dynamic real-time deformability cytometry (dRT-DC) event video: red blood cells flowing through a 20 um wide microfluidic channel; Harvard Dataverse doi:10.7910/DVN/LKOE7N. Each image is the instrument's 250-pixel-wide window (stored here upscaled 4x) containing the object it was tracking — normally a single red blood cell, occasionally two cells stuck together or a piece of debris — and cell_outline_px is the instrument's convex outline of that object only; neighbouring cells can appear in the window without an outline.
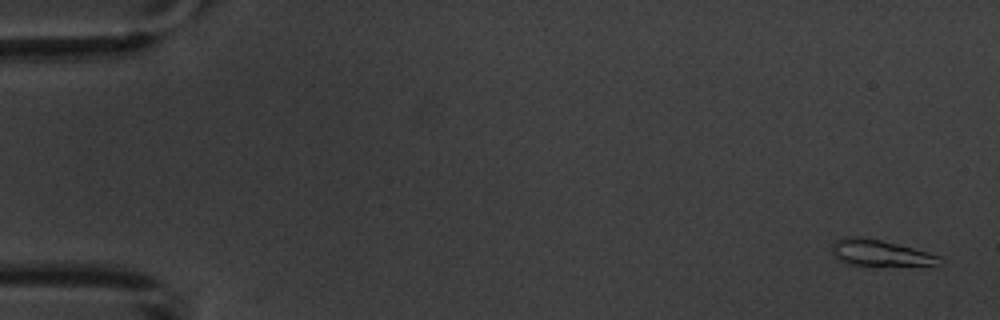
{"species": "common noctule bat (a hibernating species)", "species_latin": "Nyctalus noctula", "temperature_condition": "warm", "stored_images_in_passage": 6, "camera_frame_rate_fps": 3000, "um_per_image_px": 0.085, "animal": {"sex": "male", "body_mass_g": 20.1, "forearm_length_mm": 53.5}, "frame": {"image": 1, "passage_image": 1, "time_ms": 0.0, "image_size_px": [1000, 320], "cell_outline_px": [[944, 260], [936, 264], [848, 264], [832, 256], [832, 240], [844, 236], [856, 236], [880, 240], [928, 252], [940, 256]], "centroid_in_image_um": [74.69, 21.46], "position_along_channel_um": 10.3, "area_um2": 15.9}}
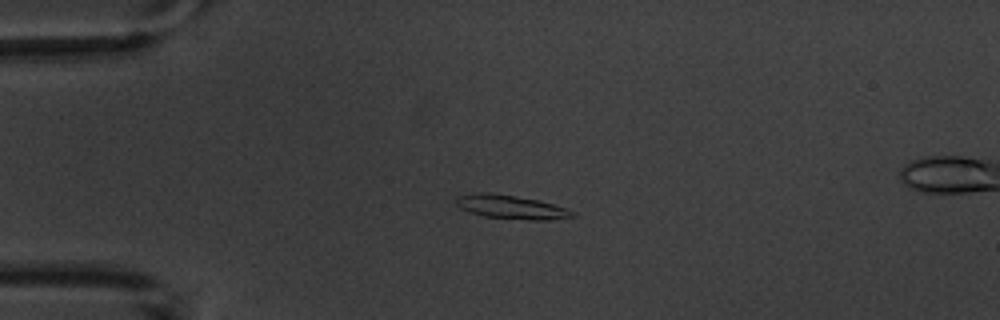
{"frame": {"image": 2, "passage_image": 4, "time_ms": 4.0, "image_size_px": [1000, 320], "cell_outline_px": [[576, 216], [548, 220], [528, 220], [484, 216], [468, 212], [460, 208], [456, 204], [456, 196], [476, 192], [488, 192], [540, 200], [576, 212]], "centroid_in_image_um": [43.42, 17.59], "position_along_channel_um": 41.6, "area_um2": 16.13}}